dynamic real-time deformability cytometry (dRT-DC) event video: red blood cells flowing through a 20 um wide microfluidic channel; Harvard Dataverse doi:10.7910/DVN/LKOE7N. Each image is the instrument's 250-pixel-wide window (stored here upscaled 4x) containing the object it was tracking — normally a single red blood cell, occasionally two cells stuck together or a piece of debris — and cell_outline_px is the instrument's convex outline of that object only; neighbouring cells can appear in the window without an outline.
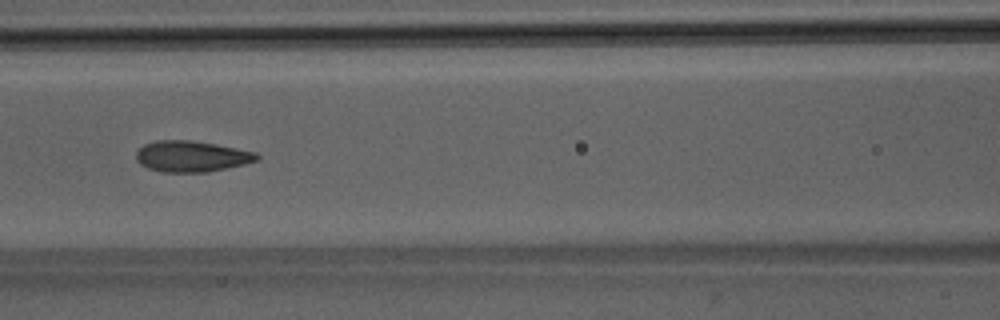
{"species": "Egyptian fruit bat (a non-hibernating species)", "species_latin": "Rousettus aegyptiacus", "temperature_condition": "room temperature", "stored_images_in_passage": 50, "camera_frame_rate_fps": 3000, "um_per_image_px": 0.085, "animal": {"sex": "male"}, "frame": {"image": 1, "passage_image": 23, "time_ms": 7.333, "image_size_px": [1000, 320], "cell_outline_px": [[260, 156], [256, 160], [244, 164], [208, 172], [164, 172], [148, 168], [140, 164], [136, 160], [136, 152], [144, 144], [156, 140], [192, 140], [216, 144], [256, 152]], "centroid_in_image_um": [16.26, 13.28], "position_along_channel_um": 150.3, "area_um2": 21.79}}
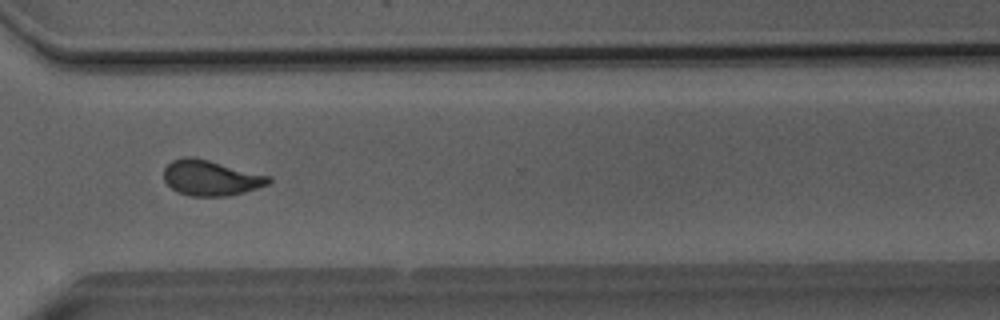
{"frame": {"image": 2, "passage_image": 38, "time_ms": 12.333, "image_size_px": [1000, 320], "cell_outline_px": [[272, 180], [268, 184], [244, 192], [228, 196], [192, 196], [176, 192], [164, 180], [164, 168], [172, 160], [184, 156], [192, 156], [272, 176]], "centroid_in_image_um": [17.91, 15.11], "position_along_channel_um": 352.7, "area_um2": 21.68}}
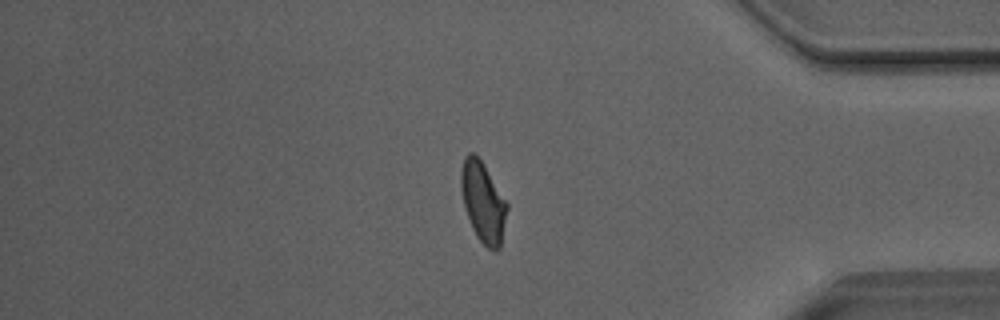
{"frame": {"image": 3, "passage_image": 43, "time_ms": 14.0, "image_size_px": [1000, 320], "cell_outline_px": [[508, 208], [500, 248], [496, 252], [488, 248], [476, 236], [472, 228], [464, 204], [460, 188], [460, 172], [464, 156], [468, 152], [472, 152], [484, 164], [508, 204]], "centroid_in_image_um": [41.05, 17.17], "position_along_channel_um": 394.1, "area_um2": 21.5}}